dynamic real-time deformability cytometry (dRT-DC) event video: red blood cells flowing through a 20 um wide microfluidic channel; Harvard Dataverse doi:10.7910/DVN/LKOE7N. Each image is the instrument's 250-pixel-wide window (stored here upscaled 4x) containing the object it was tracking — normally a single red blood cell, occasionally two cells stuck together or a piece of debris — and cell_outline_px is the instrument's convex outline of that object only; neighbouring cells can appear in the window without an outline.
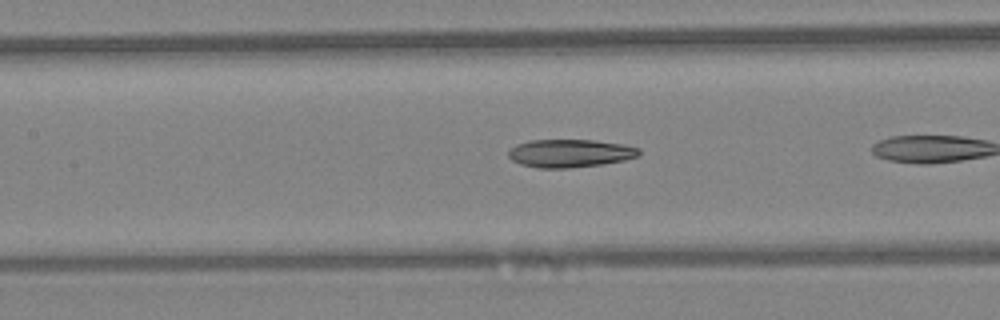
{"species": "Egyptian fruit bat (a non-hibernating species)", "species_latin": "Rousettus aegyptiacus", "temperature_condition": "warm", "stored_images_in_passage": 21, "camera_frame_rate_fps": 3000, "um_per_image_px": 0.085, "animal": {"sex": "female"}, "frame": {"image": 1, "passage_image": 7, "time_ms": 2.0, "image_size_px": [1000, 320], "cell_outline_px": [[640, 156], [624, 160], [600, 164], [568, 168], [540, 168], [520, 164], [512, 160], [508, 156], [508, 152], [516, 144], [528, 140], [592, 140], [624, 144], [640, 148]], "centroid_in_image_um": [48.46, 13.02], "position_along_channel_um": 158.9, "area_um2": 21.33}}
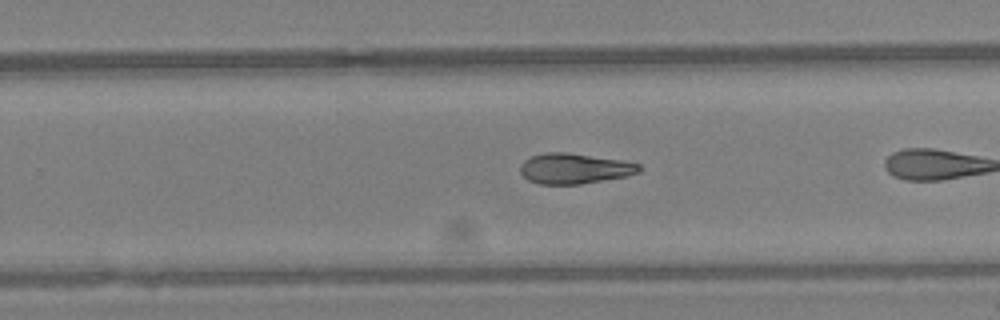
{"frame": {"image": 2, "passage_image": 15, "time_ms": 4.667, "image_size_px": [1000, 320], "cell_outline_px": [[640, 172], [628, 176], [580, 184], [540, 184], [528, 180], [520, 172], [520, 164], [524, 160], [532, 156], [544, 152], [564, 152], [620, 160], [640, 164]], "centroid_in_image_um": [48.81, 14.33], "position_along_channel_um": 281.0, "area_um2": 20.98}}